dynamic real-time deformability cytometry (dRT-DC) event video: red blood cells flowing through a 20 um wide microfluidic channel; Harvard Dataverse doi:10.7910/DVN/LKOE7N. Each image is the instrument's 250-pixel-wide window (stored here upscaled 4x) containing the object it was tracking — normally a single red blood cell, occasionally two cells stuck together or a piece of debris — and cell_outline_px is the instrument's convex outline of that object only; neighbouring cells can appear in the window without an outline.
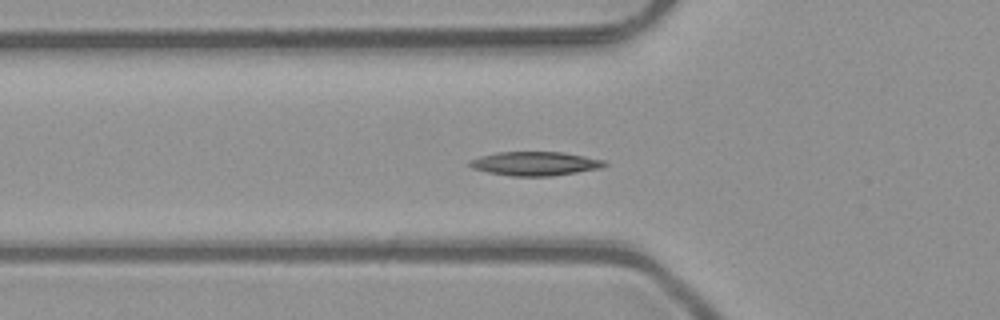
{"species": "common noctule bat (a hibernating species)", "species_latin": "Nyctalus noctula", "temperature_condition": "room temperature", "stored_images_in_passage": 49, "camera_frame_rate_fps": 3000, "um_per_image_px": 0.085, "animal": {"sex": "male", "body_mass_g": 23.1, "forearm_length_mm": 52.7}, "frame": {"image": 1, "passage_image": 16, "time_ms": 5.0, "image_size_px": [1000, 320], "cell_outline_px": [[608, 164], [600, 168], [552, 176], [512, 176], [488, 172], [472, 168], [468, 164], [468, 160], [480, 156], [496, 152], [564, 152], [604, 160]], "centroid_in_image_um": [45.45, 13.9], "position_along_channel_um": 80.3, "area_um2": 18.79}}
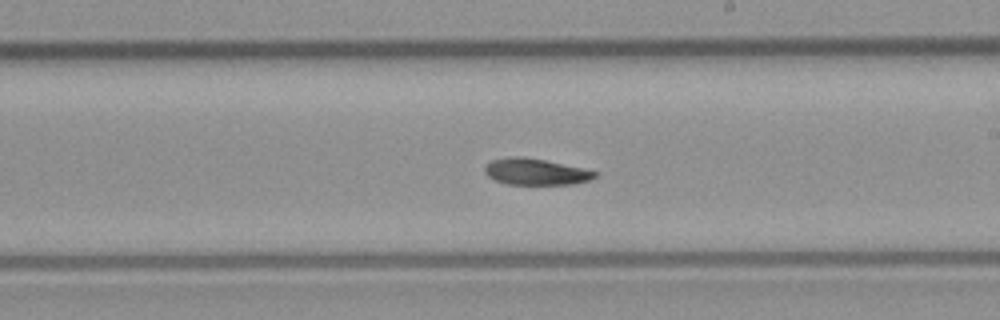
{"frame": {"image": 2, "passage_image": 28, "time_ms": 9.0, "image_size_px": [1000, 320], "cell_outline_px": [[596, 176], [588, 180], [572, 184], [508, 184], [496, 180], [488, 176], [484, 172], [484, 168], [492, 160], [512, 156], [524, 156], [544, 160], [580, 168], [596, 172]], "centroid_in_image_um": [45.48, 14.59], "position_along_channel_um": 243.5, "area_um2": 16.53}}
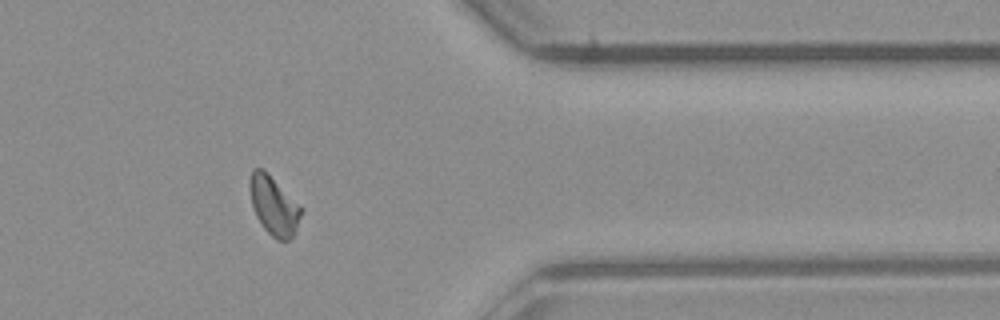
{"frame": {"image": 3, "passage_image": 40, "time_ms": 13.0, "image_size_px": [1000, 320], "cell_outline_px": [[304, 212], [292, 236], [288, 240], [276, 240], [264, 228], [256, 216], [252, 204], [248, 184], [252, 168], [260, 168], [304, 208]], "centroid_in_image_um": [23.28, 17.5], "position_along_channel_um": 388.1, "area_um2": 17.34}, "authors_computed_cell_mechanics": {"area_um2": 17.629, "velocity_mm_per_s": 4.0556, "shape_relaxation_time_tau1_ms": 4.4695, "shape_relaxation_time_tau2_ms": null, "deformation_change_tau1": 0.1234, "deformation_change_tau2": null}}